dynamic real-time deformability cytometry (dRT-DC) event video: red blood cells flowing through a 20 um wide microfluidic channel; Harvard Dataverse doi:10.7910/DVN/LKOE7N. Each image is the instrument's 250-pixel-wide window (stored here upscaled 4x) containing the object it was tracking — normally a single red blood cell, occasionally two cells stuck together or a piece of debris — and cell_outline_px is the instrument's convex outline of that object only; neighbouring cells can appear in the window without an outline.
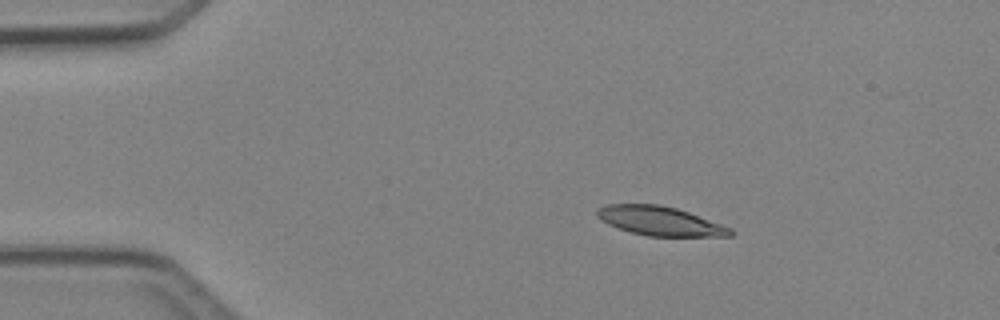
{"species": "Egyptian fruit bat (a non-hibernating species)", "species_latin": "Rousettus aegyptiacus", "temperature_condition": "cold", "stored_images_in_passage": 5, "camera_frame_rate_fps": 3000, "um_per_image_px": 0.085, "animal": {"sex": "female"}, "frame": {"image": 1, "passage_image": 2, "time_ms": 1.333, "image_size_px": [1000, 320], "cell_outline_px": [[732, 236], [648, 236], [632, 232], [608, 224], [600, 220], [596, 216], [596, 208], [604, 204], [660, 204], [676, 208], [688, 212], [732, 228]], "centroid_in_image_um": [56.05, 18.77], "position_along_channel_um": 28.9, "area_um2": 22.54}}
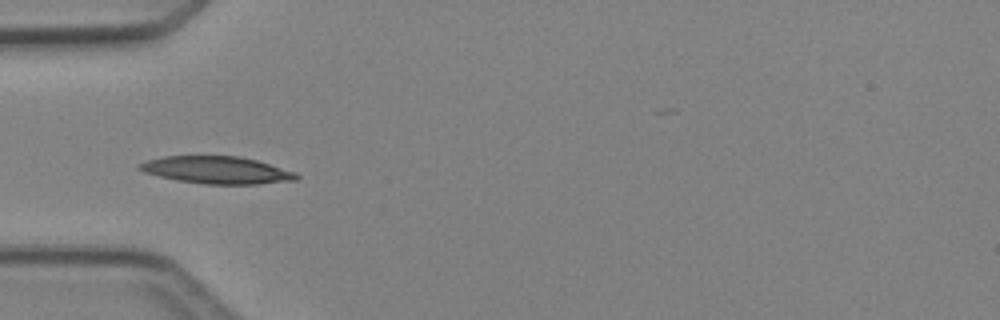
{"frame": {"image": 2, "passage_image": 4, "time_ms": 3.667, "image_size_px": [1000, 320], "cell_outline_px": [[300, 176], [296, 180], [256, 184], [204, 184], [176, 180], [144, 172], [136, 168], [136, 164], [148, 160], [164, 156], [240, 156], [256, 160], [296, 172]], "centroid_in_image_um": [18.41, 14.45], "position_along_channel_um": 66.6, "area_um2": 24.97}}